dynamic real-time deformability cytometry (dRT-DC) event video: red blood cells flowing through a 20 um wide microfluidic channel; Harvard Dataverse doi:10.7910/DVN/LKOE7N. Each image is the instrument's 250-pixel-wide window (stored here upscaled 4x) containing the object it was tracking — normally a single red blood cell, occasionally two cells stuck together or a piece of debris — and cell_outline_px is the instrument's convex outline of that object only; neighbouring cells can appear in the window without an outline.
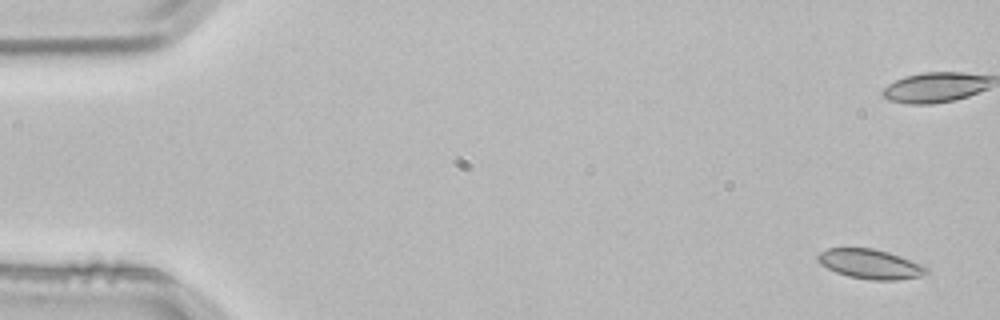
{"species": "common noctule bat (a hibernating species)", "species_latin": "Nyctalus noctula", "temperature_condition": "room temperature", "stored_images_in_passage": 3, "camera_frame_rate_fps": 3000, "um_per_image_px": 0.085, "animal": {"sex": "male", "body_mass_g": 21.5, "forearm_length_mm": 52.0}, "frame": {"image": 1, "passage_image": 1, "time_ms": 0.0, "image_size_px": [1000, 320], "cell_outline_px": [[928, 272], [920, 276], [896, 280], [872, 280], [848, 276], [836, 272], [820, 264], [816, 260], [816, 256], [820, 252], [828, 248], [872, 248], [888, 252], [920, 264], [928, 268]], "centroid_in_image_um": [73.92, 22.44], "position_along_channel_um": 11.1, "area_um2": 18.55}}